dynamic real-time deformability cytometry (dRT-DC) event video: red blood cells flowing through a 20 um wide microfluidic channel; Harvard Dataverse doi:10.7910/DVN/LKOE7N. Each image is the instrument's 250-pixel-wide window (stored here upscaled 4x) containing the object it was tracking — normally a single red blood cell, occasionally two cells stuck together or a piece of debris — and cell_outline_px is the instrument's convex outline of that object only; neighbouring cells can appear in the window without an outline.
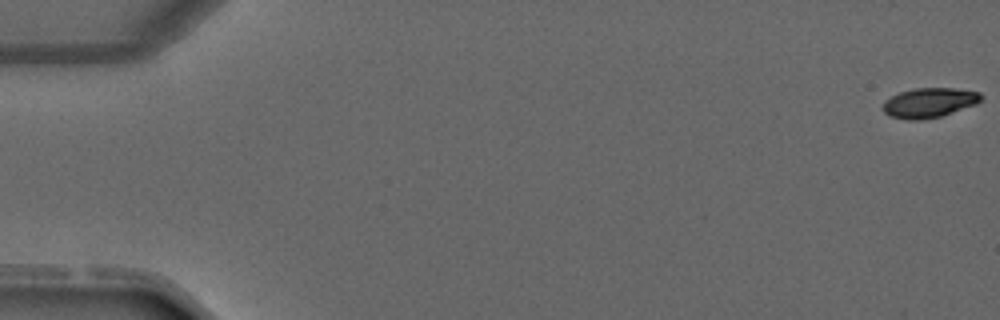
{"species": "common noctule bat (a hibernating species)", "species_latin": "Nyctalus noctula", "temperature_condition": "warm", "stored_images_in_passage": 4, "camera_frame_rate_fps": 3000, "um_per_image_px": 0.085, "animal": {"sex": "male", "forearm_length_mm": 52.5}, "frame": {"image": 1, "passage_image": 1, "time_ms": 0.0, "image_size_px": [1000, 320], "cell_outline_px": [[984, 96], [976, 104], [940, 116], [920, 120], [908, 120], [892, 116], [884, 112], [880, 108], [884, 100], [900, 92], [916, 88], [952, 88], [980, 92]], "centroid_in_image_um": [78.96, 8.72], "position_along_channel_um": 6.0, "area_um2": 16.94}}
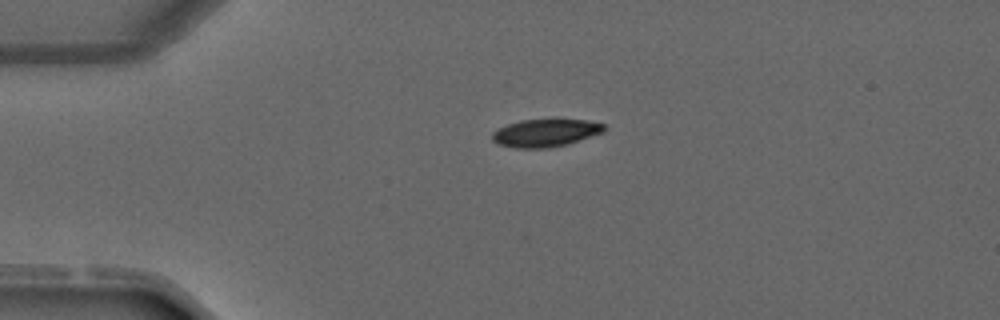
{"frame": {"image": 2, "passage_image": 3, "time_ms": 3.333, "image_size_px": [1000, 320], "cell_outline_px": [[604, 132], [568, 144], [544, 148], [516, 148], [496, 144], [492, 140], [492, 132], [508, 124], [520, 120], [556, 116], [584, 120], [604, 124]], "centroid_in_image_um": [46.37, 11.25], "position_along_channel_um": 38.6, "area_um2": 18.79}}